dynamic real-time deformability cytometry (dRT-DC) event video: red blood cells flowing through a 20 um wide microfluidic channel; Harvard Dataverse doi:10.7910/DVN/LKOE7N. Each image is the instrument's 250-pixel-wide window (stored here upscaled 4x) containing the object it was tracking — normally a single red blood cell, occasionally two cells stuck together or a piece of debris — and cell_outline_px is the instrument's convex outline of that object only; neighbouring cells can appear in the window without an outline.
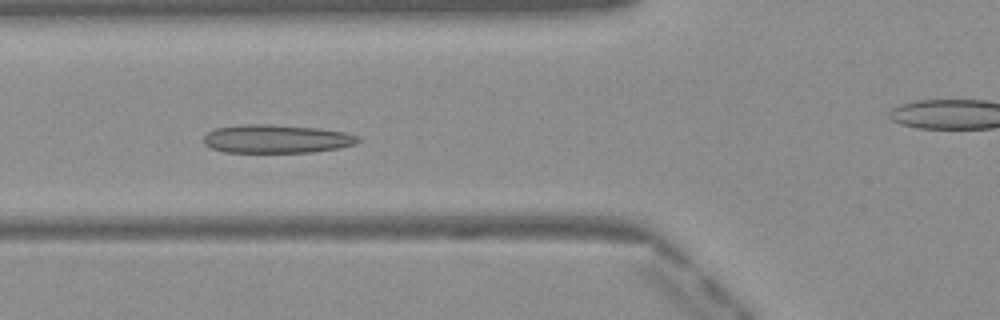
{"species": "Egyptian fruit bat (a non-hibernating species)", "species_latin": "Rousettus aegyptiacus", "temperature_condition": "warm", "stored_images_in_passage": 38, "camera_frame_rate_fps": 3000, "um_per_image_px": 0.085, "frame": {"image": 1, "passage_image": 6, "time_ms": 1.667, "image_size_px": [1000, 320], "cell_outline_px": [[360, 140], [356, 144], [340, 148], [312, 152], [224, 152], [212, 148], [204, 144], [204, 136], [208, 132], [216, 128], [244, 124], [268, 124], [316, 128], [344, 132], [360, 136]], "centroid_in_image_um": [23.52, 11.81], "position_along_channel_um": 102.3, "area_um2": 25.55}}
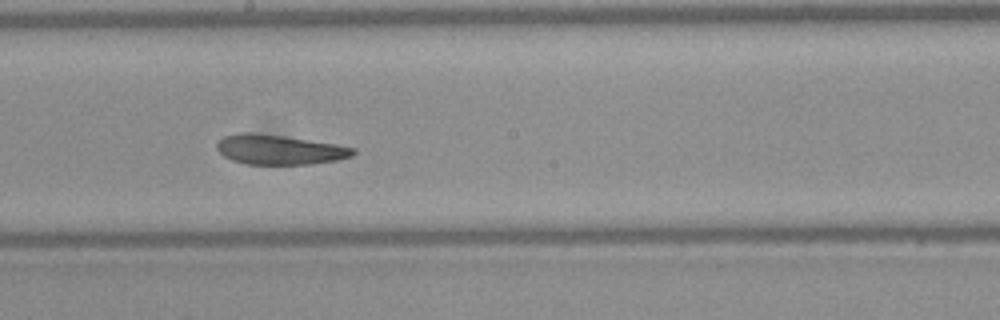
{"frame": {"image": 2, "passage_image": 15, "time_ms": 4.667, "image_size_px": [1000, 320], "cell_outline_px": [[356, 152], [352, 156], [336, 160], [312, 164], [244, 164], [232, 160], [224, 156], [216, 148], [216, 144], [224, 136], [240, 132], [248, 132], [284, 136], [336, 144], [356, 148]], "centroid_in_image_um": [23.75, 12.72], "position_along_channel_um": 224.5, "area_um2": 23.58}}
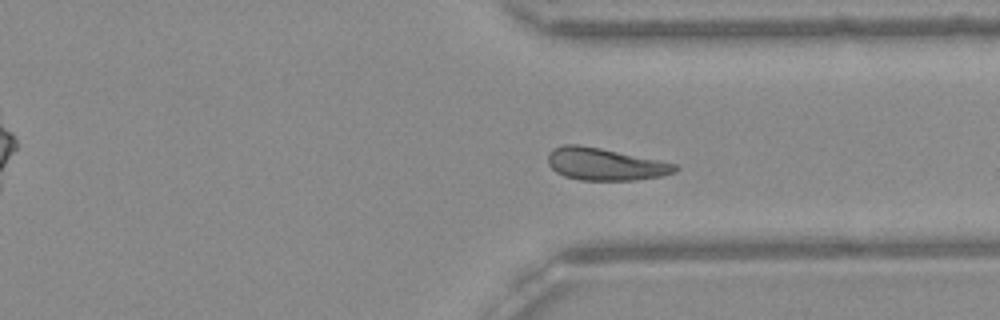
{"frame": {"image": 3, "passage_image": 25, "time_ms": 8.0, "image_size_px": [1000, 320], "cell_outline_px": [[680, 168], [676, 172], [664, 176], [632, 180], [580, 180], [564, 176], [556, 172], [548, 164], [548, 152], [552, 148], [564, 144], [576, 144], [600, 148], [676, 164]], "centroid_in_image_um": [51.41, 13.96], "position_along_channel_um": 360.0, "area_um2": 23.87}, "authors_computed_cell_mechanics": {"area_um2": 24.3338, "velocity_mm_per_s": 4.0613, "shape_relaxation_time_tau1_ms": 9.4746, "shape_relaxation_time_tau2_ms": 3.4072, "deformation_change_tau1": 0.169, "deformation_change_tau2": 0.1}}